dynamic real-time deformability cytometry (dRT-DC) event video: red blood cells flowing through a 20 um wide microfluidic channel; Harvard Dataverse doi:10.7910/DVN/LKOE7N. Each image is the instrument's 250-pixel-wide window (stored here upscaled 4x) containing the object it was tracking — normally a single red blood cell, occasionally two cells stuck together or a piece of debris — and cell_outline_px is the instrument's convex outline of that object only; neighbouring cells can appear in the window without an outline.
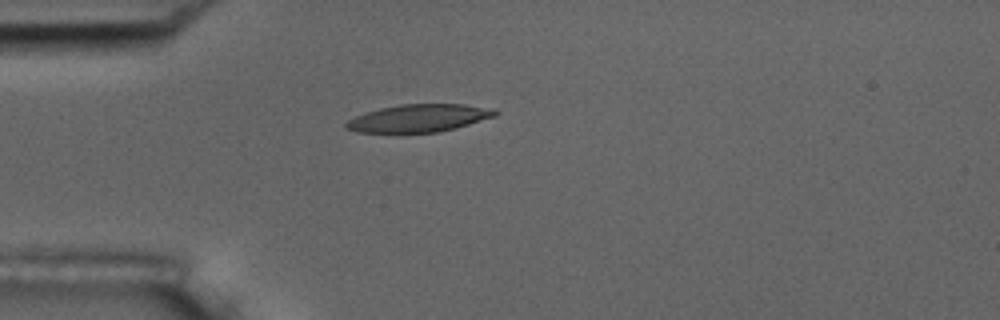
{"species": "common noctule bat (a hibernating species)", "species_latin": "Nyctalus noctula", "temperature_condition": "room temperature", "stored_images_in_passage": 41, "camera_frame_rate_fps": 3000, "um_per_image_px": 0.085, "animal": {"sex": "male", "body_mass_g": 17.5, "forearm_length_mm": 52.3}, "frame": {"image": 1, "passage_image": 1, "time_ms": 0.0, "image_size_px": [1000, 320], "cell_outline_px": [[500, 112], [496, 116], [456, 128], [436, 132], [356, 132], [344, 128], [344, 124], [348, 120], [356, 116], [380, 108], [400, 104], [464, 104], [496, 108]], "centroid_in_image_um": [35.66, 10.03], "position_along_channel_um": 49.3, "area_um2": 24.04}}
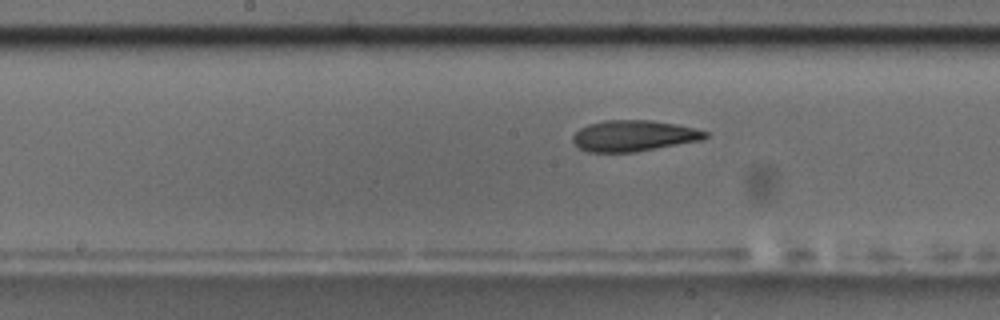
{"frame": {"image": 2, "passage_image": 14, "time_ms": 4.333, "image_size_px": [1000, 320], "cell_outline_px": [[708, 136], [704, 140], [632, 152], [588, 152], [580, 148], [572, 140], [572, 136], [580, 128], [588, 124], [604, 120], [652, 120], [676, 124], [708, 132]], "centroid_in_image_um": [53.86, 11.54], "position_along_channel_um": 194.3, "area_um2": 23.87}}
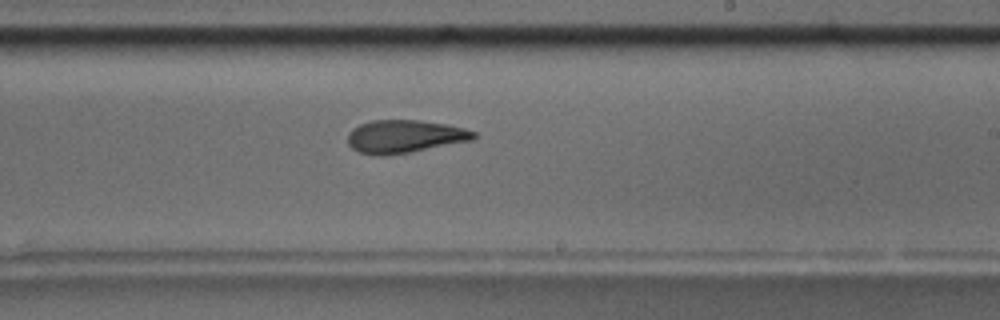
{"frame": {"image": 3, "passage_image": 19, "time_ms": 6.0, "image_size_px": [1000, 320], "cell_outline_px": [[476, 136], [472, 140], [408, 152], [384, 156], [376, 156], [360, 152], [352, 148], [348, 144], [348, 132], [352, 128], [360, 124], [372, 120], [420, 120], [448, 124], [464, 128], [476, 132]], "centroid_in_image_um": [34.37, 11.59], "position_along_channel_um": 254.6, "area_um2": 24.16}, "authors_computed_cell_mechanics": {"area_um2": 24.6806, "velocity_mm_per_s": 3.6279, "shape_relaxation_time_tau1_ms": 5.1358, "shape_relaxation_time_tau2_ms": 4.005, "deformation_change_tau1": 0.1608, "deformation_change_tau2": 0.1287}}